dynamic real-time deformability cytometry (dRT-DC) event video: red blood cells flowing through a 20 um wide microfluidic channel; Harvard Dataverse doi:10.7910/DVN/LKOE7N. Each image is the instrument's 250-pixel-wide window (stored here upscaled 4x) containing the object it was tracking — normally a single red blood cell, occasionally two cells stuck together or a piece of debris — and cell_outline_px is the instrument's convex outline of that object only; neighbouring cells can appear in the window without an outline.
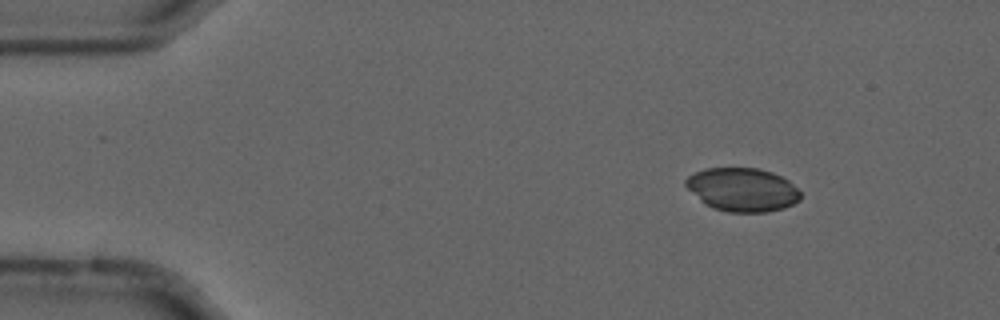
{"species": "common noctule bat (a hibernating species)", "species_latin": "Nyctalus noctula", "temperature_condition": "cold", "stored_images_in_passage": 49, "camera_frame_rate_fps": 3000, "um_per_image_px": 0.085, "animal": {"sex": "male", "forearm_length_mm": 52.5}, "frame": {"image": 1, "passage_image": 1, "time_ms": 0.0, "image_size_px": [1000, 320], "cell_outline_px": [[800, 200], [784, 208], [768, 212], [728, 212], [712, 208], [704, 204], [684, 184], [684, 180], [688, 176], [704, 168], [760, 168], [772, 172], [788, 180], [800, 192]], "centroid_in_image_um": [63.09, 16.12], "position_along_channel_um": 21.9, "area_um2": 29.13}}
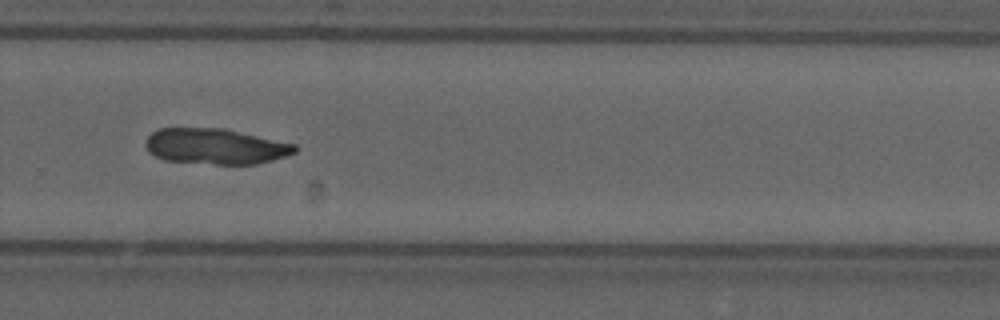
{"frame": {"image": 2, "passage_image": 31, "time_ms": 10.0, "image_size_px": [1000, 320], "cell_outline_px": [[296, 152], [272, 160], [256, 164], [216, 164], [164, 160], [148, 152], [148, 136], [156, 128], [224, 128], [296, 144]], "centroid_in_image_um": [18.32, 12.43], "position_along_channel_um": 311.5, "area_um2": 30.81}}